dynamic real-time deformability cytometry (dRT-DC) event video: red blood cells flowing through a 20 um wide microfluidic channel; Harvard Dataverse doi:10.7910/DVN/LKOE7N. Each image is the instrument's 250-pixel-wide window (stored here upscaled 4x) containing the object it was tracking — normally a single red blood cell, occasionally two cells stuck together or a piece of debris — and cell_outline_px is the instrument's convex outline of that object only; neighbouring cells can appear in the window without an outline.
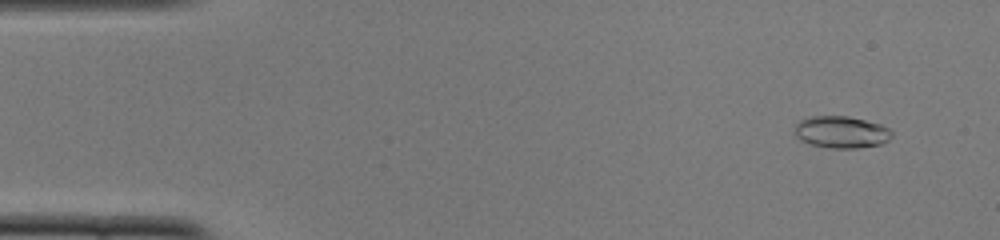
{"species": "common noctule bat (a hibernating species)", "species_latin": "Nyctalus noctula", "temperature_condition": "cold", "stored_images_in_passage": 52, "camera_frame_rate_fps": 3000, "um_per_image_px": 0.085, "animal": {"sex": "female", "body_mass_g": 22.0, "forearm_length_mm": 56.7}, "frame": {"image": 1, "passage_image": 4, "time_ms": 1.0, "image_size_px": [1000, 240], "cell_outline_px": [[892, 136], [888, 140], [880, 144], [860, 148], [828, 148], [812, 144], [800, 140], [796, 136], [796, 124], [800, 120], [812, 116], [848, 116], [880, 124], [888, 128], [892, 132]], "centroid_in_image_um": [71.52, 11.23], "position_along_channel_um": 13.5, "area_um2": 17.98}}
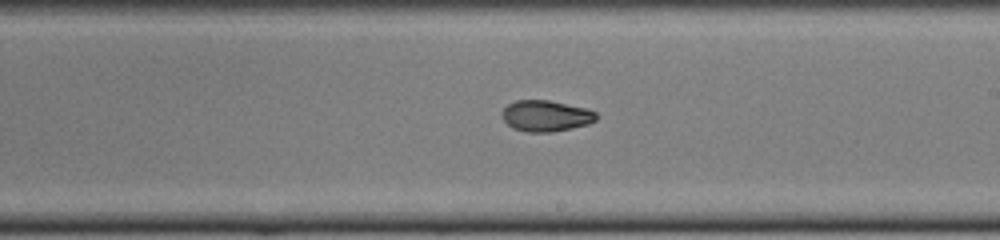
{"frame": {"image": 2, "passage_image": 30, "time_ms": 9.667, "image_size_px": [1000, 240], "cell_outline_px": [[596, 120], [588, 124], [572, 128], [552, 132], [528, 132], [512, 128], [504, 120], [500, 112], [508, 104], [516, 100], [548, 100], [588, 108], [596, 112]], "centroid_in_image_um": [46.39, 9.84], "position_along_channel_um": 242.6, "area_um2": 17.17}}
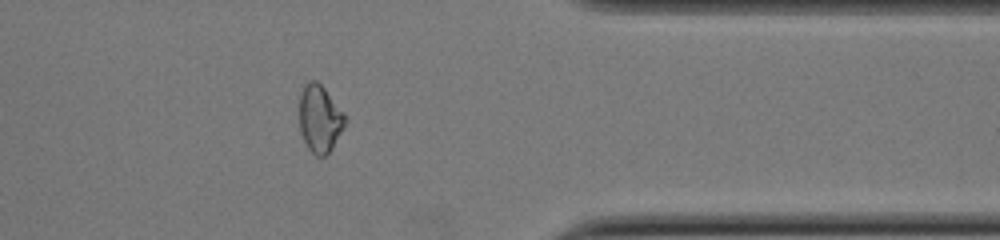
{"frame": {"image": 3, "passage_image": 42, "time_ms": 13.667, "image_size_px": [1000, 240], "cell_outline_px": [[344, 128], [332, 148], [324, 156], [316, 156], [308, 148], [300, 132], [300, 92], [304, 84], [308, 80], [316, 80], [324, 88], [344, 112]], "centroid_in_image_um": [27.16, 10.07], "position_along_channel_um": 384.2, "area_um2": 17.8}, "authors_computed_cell_mechanics": {"area_um2": 17.4845, "velocity_mm_per_s": 3.8868, "shape_relaxation_time_tau1_ms": 3.7104, "shape_relaxation_time_tau2_ms": 2.081, "deformation_change_tau1": 0.1502, "deformation_change_tau2": 0.0557}}